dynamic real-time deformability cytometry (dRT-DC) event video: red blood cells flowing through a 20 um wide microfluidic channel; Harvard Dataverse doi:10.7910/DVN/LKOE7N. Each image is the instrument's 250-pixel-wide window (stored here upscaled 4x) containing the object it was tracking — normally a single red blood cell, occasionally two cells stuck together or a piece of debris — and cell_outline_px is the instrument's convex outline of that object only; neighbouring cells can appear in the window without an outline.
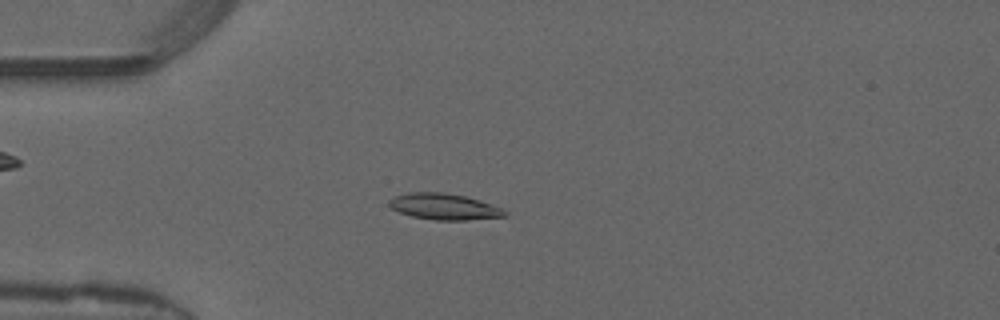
{"species": "common noctule bat (a hibernating species)", "species_latin": "Nyctalus noctula", "temperature_condition": "warm", "stored_images_in_passage": 45, "camera_frame_rate_fps": 3000, "um_per_image_px": 0.085, "animal": {"sex": "male", "forearm_length_mm": 52.5}, "frame": {"image": 1, "passage_image": 9, "time_ms": 2.667, "image_size_px": [1000, 320], "cell_outline_px": [[508, 216], [468, 220], [436, 220], [412, 216], [400, 212], [392, 208], [388, 204], [388, 200], [396, 196], [408, 192], [444, 192], [464, 196], [480, 200], [500, 208], [508, 212]], "centroid_in_image_um": [37.76, 17.56], "position_along_channel_um": 47.2, "area_um2": 17.57}}
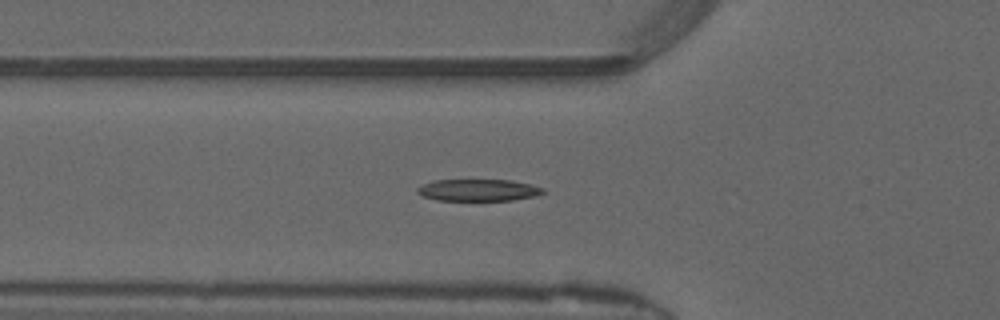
{"frame": {"image": 2, "passage_image": 13, "time_ms": 4.0, "image_size_px": [1000, 320], "cell_outline_px": [[544, 192], [536, 196], [512, 200], [436, 200], [420, 196], [416, 192], [416, 188], [420, 184], [436, 180], [508, 180], [528, 184], [544, 188]], "centroid_in_image_um": [40.58, 16.16], "position_along_channel_um": 85.2, "area_um2": 16.01}}
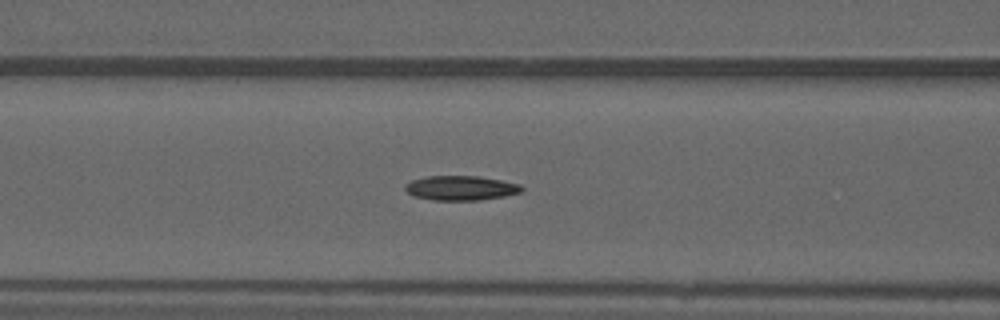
{"frame": {"image": 3, "passage_image": 16, "time_ms": 5.0, "image_size_px": [1000, 320], "cell_outline_px": [[524, 192], [504, 196], [480, 200], [432, 200], [416, 196], [408, 192], [404, 188], [404, 184], [412, 180], [424, 176], [480, 176], [520, 184], [524, 188]], "centroid_in_image_um": [39.19, 15.97], "position_along_channel_um": 127.4, "area_um2": 16.76}, "authors_computed_cell_mechanics": {"area_um2": 16.2996, "velocity_mm_per_s": 4.1674, "shape_relaxation_time_tau1_ms": 6.9609, "shape_relaxation_time_tau2_ms": 4.4155, "deformation_change_tau1": 0.2227, "deformation_change_tau2": 0.1188}}